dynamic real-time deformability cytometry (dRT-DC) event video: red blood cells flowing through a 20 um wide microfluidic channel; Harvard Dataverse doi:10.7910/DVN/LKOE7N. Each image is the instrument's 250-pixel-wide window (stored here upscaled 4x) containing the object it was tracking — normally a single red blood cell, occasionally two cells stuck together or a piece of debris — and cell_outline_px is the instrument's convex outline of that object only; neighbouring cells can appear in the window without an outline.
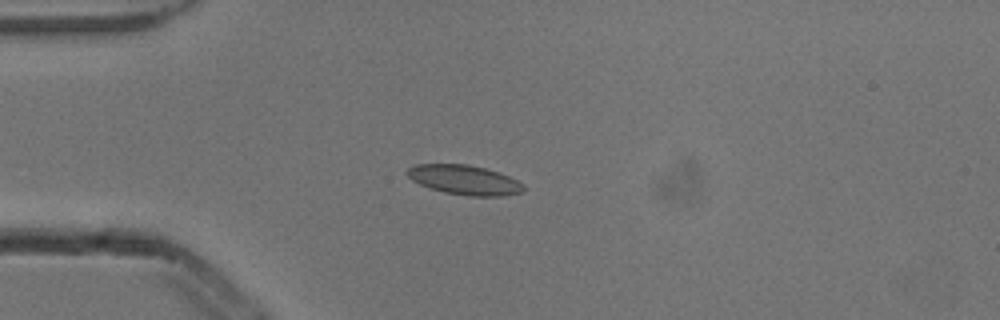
{"species": "common noctule bat (a hibernating species)", "species_latin": "Nyctalus noctula", "temperature_condition": "cold", "stored_images_in_passage": 6, "camera_frame_rate_fps": 3000, "um_per_image_px": 0.085, "animal": {"sex": "male", "body_mass_g": 13.3}, "frame": {"image": 1, "passage_image": 5, "time_ms": 1.333, "image_size_px": [1000, 320], "cell_outline_px": [[524, 192], [504, 196], [468, 196], [444, 192], [428, 188], [412, 180], [404, 172], [408, 168], [416, 164], [468, 164], [484, 168], [508, 176], [524, 184]], "centroid_in_image_um": [39.46, 15.3], "position_along_channel_um": 45.5, "area_um2": 20.11}}